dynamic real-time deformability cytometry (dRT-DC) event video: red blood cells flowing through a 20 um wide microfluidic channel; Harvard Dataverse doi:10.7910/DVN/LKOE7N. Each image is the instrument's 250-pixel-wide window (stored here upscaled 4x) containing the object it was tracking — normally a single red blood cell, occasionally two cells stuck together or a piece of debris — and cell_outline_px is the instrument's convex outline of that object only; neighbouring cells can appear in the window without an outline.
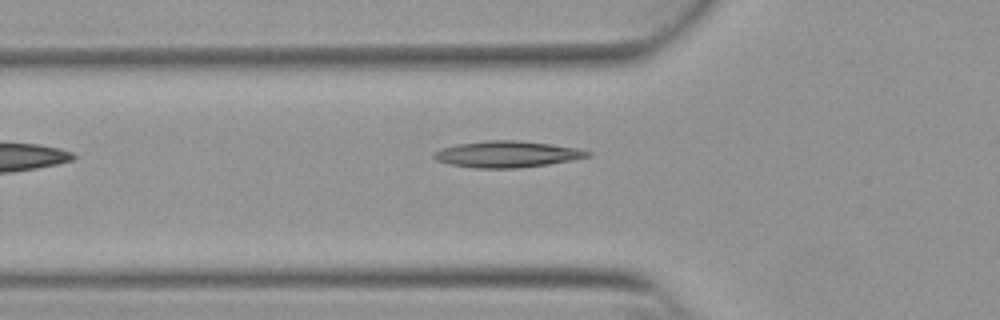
{"species": "Egyptian fruit bat (a non-hibernating species)", "species_latin": "Rousettus aegyptiacus", "temperature_condition": "warm", "stored_images_in_passage": 32, "camera_frame_rate_fps": 3000, "um_per_image_px": 0.085, "animal": {"sex": "female"}, "frame": {"image": 1, "passage_image": 4, "time_ms": 1.0, "image_size_px": [1000, 320], "cell_outline_px": [[592, 156], [572, 160], [548, 164], [520, 168], [476, 168], [448, 164], [436, 160], [432, 156], [432, 152], [440, 148], [456, 144], [488, 140], [516, 140], [552, 144], [580, 148], [592, 152]], "centroid_in_image_um": [43.1, 13.1], "position_along_channel_um": 82.7, "area_um2": 23.93}}
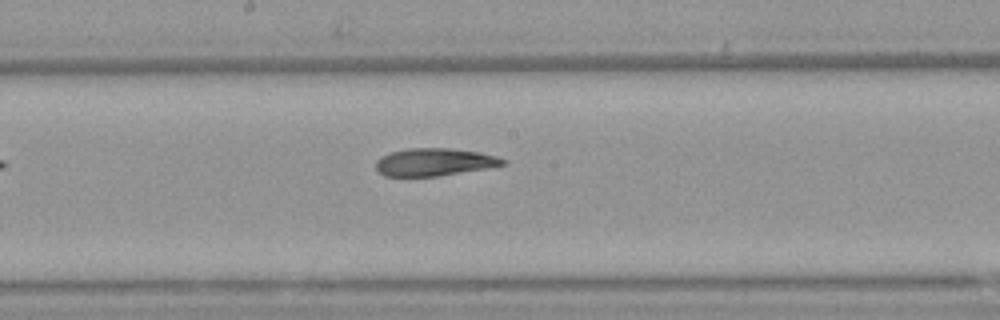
{"frame": {"image": 2, "passage_image": 14, "time_ms": 4.333, "image_size_px": [1000, 320], "cell_outline_px": [[508, 160], [504, 164], [484, 168], [440, 176], [384, 176], [376, 172], [376, 160], [380, 156], [388, 152], [408, 148], [448, 148], [480, 152], [496, 156]], "centroid_in_image_um": [36.85, 13.77], "position_along_channel_um": 211.4, "area_um2": 20.52}}
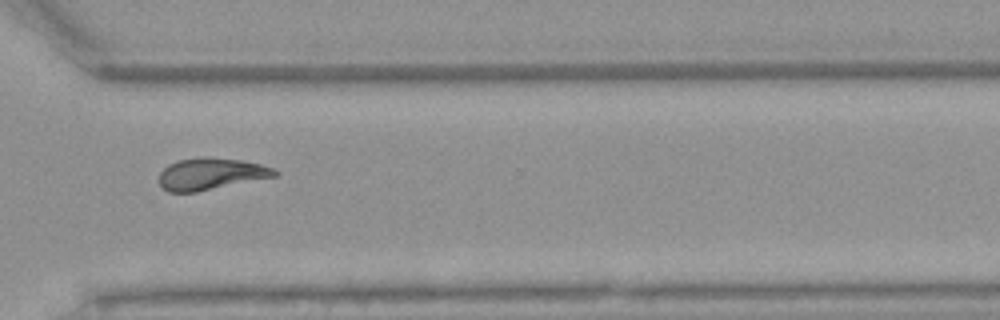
{"frame": {"image": 3, "passage_image": 25, "time_ms": 8.0, "image_size_px": [1000, 320], "cell_outline_px": [[280, 172], [276, 176], [196, 192], [168, 192], [160, 188], [160, 172], [168, 164], [176, 160], [204, 156], [240, 160], [260, 164], [272, 168]], "centroid_in_image_um": [17.88, 14.78], "position_along_channel_um": 352.7, "area_um2": 21.44}, "authors_computed_cell_mechanics": {"area_um2": 21.4438, "velocity_mm_per_s": 3.8522, "shape_relaxation_time_tau1_ms": null, "shape_relaxation_time_tau2_ms": 4.0013, "deformation_change_tau1": null, "deformation_change_tau2": 0.1275}}